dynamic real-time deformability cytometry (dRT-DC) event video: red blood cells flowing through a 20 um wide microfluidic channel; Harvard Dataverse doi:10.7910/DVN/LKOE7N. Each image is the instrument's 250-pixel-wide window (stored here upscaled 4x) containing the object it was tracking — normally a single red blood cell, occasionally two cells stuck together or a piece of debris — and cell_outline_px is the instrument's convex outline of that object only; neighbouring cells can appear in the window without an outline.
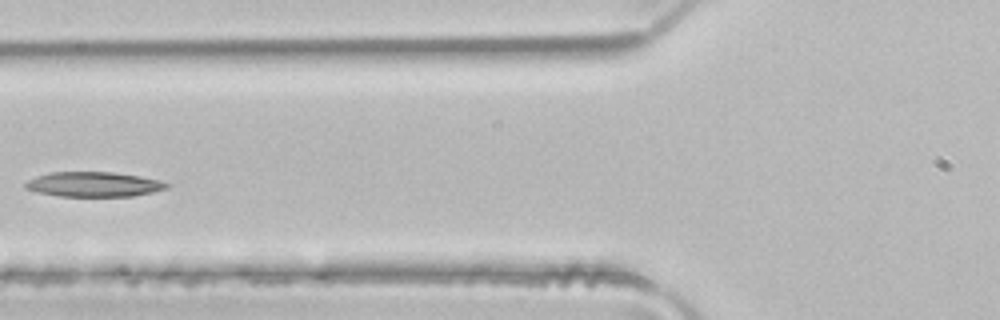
{"species": "common noctule bat (a hibernating species)", "species_latin": "Nyctalus noctula", "temperature_condition": "room temperature", "stored_images_in_passage": 4, "camera_frame_rate_fps": 3000, "um_per_image_px": 0.085, "animal": {"sex": "male", "body_mass_g": 21.5, "forearm_length_mm": 52.0}, "frame": {"image": 1, "passage_image": 4, "time_ms": 1.0, "image_size_px": [1000, 320], "cell_outline_px": [[168, 188], [152, 192], [132, 196], [60, 196], [36, 192], [24, 188], [24, 184], [28, 180], [36, 176], [52, 172], [112, 172], [140, 176], [160, 180], [168, 184]], "centroid_in_image_um": [7.94, 15.67], "position_along_channel_um": 117.9, "area_um2": 20.4}}